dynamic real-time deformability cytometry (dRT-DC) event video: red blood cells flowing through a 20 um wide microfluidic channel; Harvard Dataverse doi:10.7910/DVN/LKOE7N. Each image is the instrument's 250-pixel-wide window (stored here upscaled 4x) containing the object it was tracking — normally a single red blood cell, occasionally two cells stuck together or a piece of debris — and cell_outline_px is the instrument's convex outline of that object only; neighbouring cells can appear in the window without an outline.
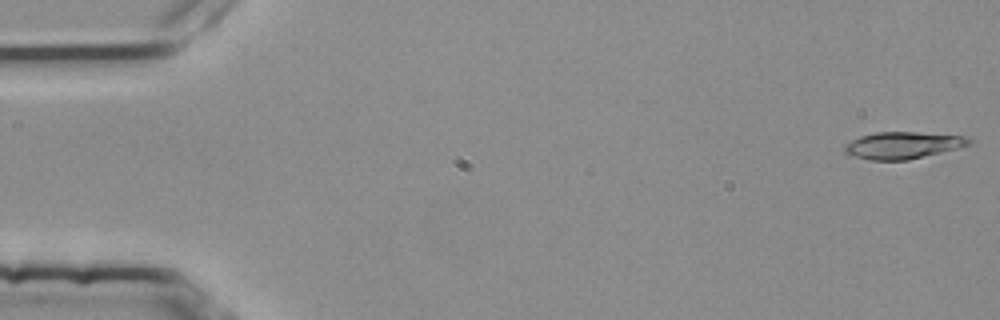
{"species": "common noctule bat (a hibernating species)", "species_latin": "Nyctalus noctula", "temperature_condition": "room temperature", "stored_images_in_passage": 54, "camera_frame_rate_fps": 3000, "um_per_image_px": 0.085, "animal": {"sex": "female", "body_mass_g": 25.1}, "frame": {"image": 1, "passage_image": 1, "time_ms": 0.0, "image_size_px": [1000, 320], "cell_outline_px": [[972, 144], [908, 160], [872, 160], [852, 156], [844, 152], [844, 144], [860, 136], [876, 132], [916, 132], [964, 136], [972, 140]], "centroid_in_image_um": [76.7, 12.34], "position_along_channel_um": 8.3, "area_um2": 19.36}}
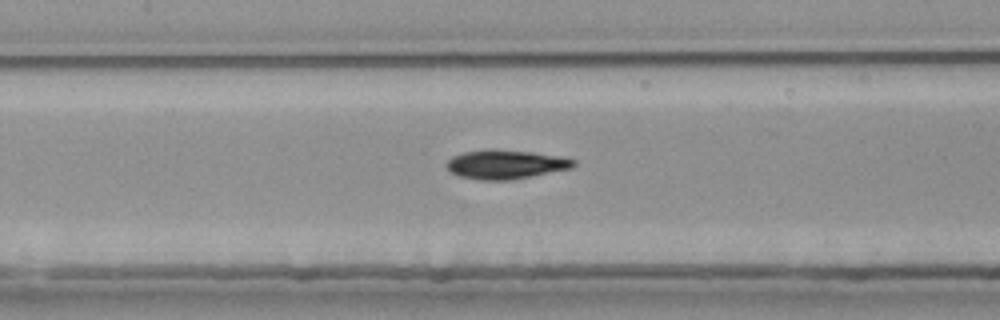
{"frame": {"image": 2, "passage_image": 25, "time_ms": 8.0, "image_size_px": [1000, 320], "cell_outline_px": [[576, 164], [572, 168], [532, 176], [508, 180], [480, 180], [460, 176], [452, 172], [444, 164], [452, 156], [464, 152], [532, 152], [568, 156], [576, 160]], "centroid_in_image_um": [43.07, 14.01], "position_along_channel_um": 164.3, "area_um2": 20.81}}
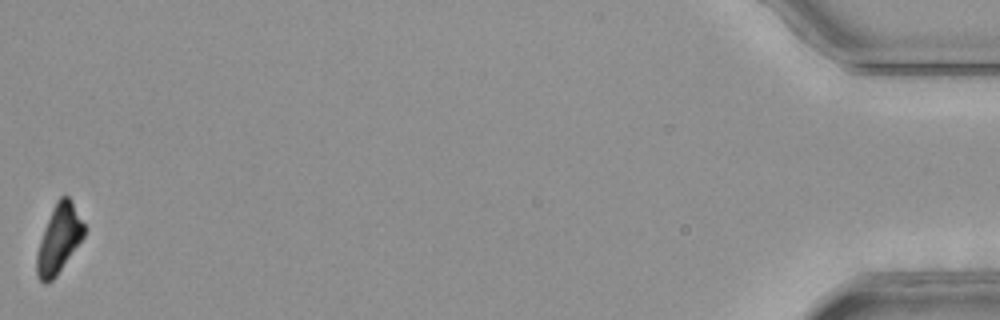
{"frame": {"image": 3, "passage_image": 54, "time_ms": 17.667, "image_size_px": [1000, 320], "cell_outline_px": [[84, 236], [56, 276], [48, 284], [44, 284], [36, 276], [36, 256], [40, 240], [44, 228], [56, 200], [60, 196], [68, 196], [72, 200], [84, 224]], "centroid_in_image_um": [4.98, 20.32], "position_along_channel_um": 430.2, "area_um2": 18.73}, "authors_computed_cell_mechanics": {"area_um2": 20.2011, "velocity_mm_per_s": 3.7922, "shape_relaxation_time_tau1_ms": null, "shape_relaxation_time_tau2_ms": 5.8591, "deformation_change_tau1": null, "deformation_change_tau2": 0.1453}}